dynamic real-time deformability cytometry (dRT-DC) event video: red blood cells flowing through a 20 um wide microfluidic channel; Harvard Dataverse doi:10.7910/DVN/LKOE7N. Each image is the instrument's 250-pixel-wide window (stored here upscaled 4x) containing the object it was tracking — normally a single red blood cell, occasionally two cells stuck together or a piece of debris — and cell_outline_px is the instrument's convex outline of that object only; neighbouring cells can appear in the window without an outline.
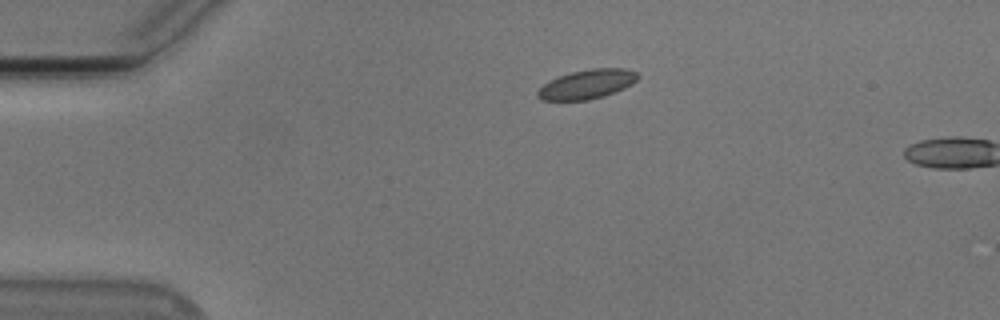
{"species": "Egyptian fruit bat (a non-hibernating species)", "species_latin": "Rousettus aegyptiacus", "temperature_condition": "cold", "stored_images_in_passage": 31, "camera_frame_rate_fps": 3000, "um_per_image_px": 0.085, "animal": {"sex": "male"}, "frame": {"image": 1, "passage_image": 3, "time_ms": 0.667, "image_size_px": [1000, 320], "cell_outline_px": [[640, 76], [632, 84], [624, 88], [604, 96], [588, 100], [540, 100], [536, 96], [536, 92], [548, 80], [572, 72], [592, 68], [624, 68], [640, 72]], "centroid_in_image_um": [49.91, 7.15], "position_along_channel_um": 35.1, "area_um2": 17.17}}
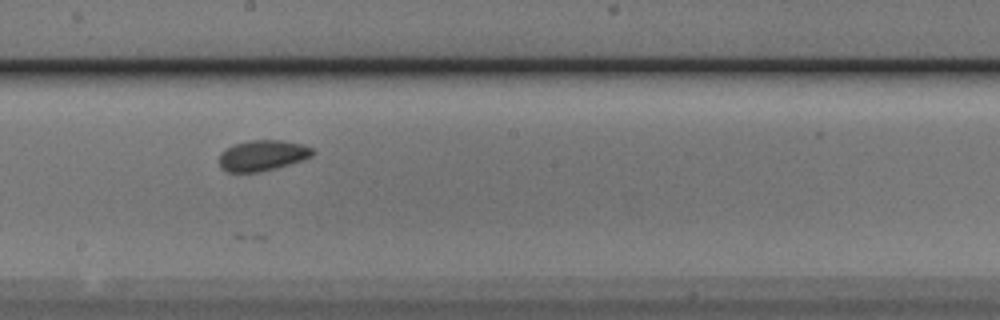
{"frame": {"image": 2, "passage_image": 22, "time_ms": 7.0, "image_size_px": [1000, 320], "cell_outline_px": [[316, 152], [312, 156], [304, 160], [276, 168], [260, 172], [228, 172], [220, 168], [220, 152], [224, 148], [232, 144], [252, 140], [280, 140], [304, 144], [312, 148]], "centroid_in_image_um": [22.32, 13.21], "position_along_channel_um": 225.9, "area_um2": 16.99}}